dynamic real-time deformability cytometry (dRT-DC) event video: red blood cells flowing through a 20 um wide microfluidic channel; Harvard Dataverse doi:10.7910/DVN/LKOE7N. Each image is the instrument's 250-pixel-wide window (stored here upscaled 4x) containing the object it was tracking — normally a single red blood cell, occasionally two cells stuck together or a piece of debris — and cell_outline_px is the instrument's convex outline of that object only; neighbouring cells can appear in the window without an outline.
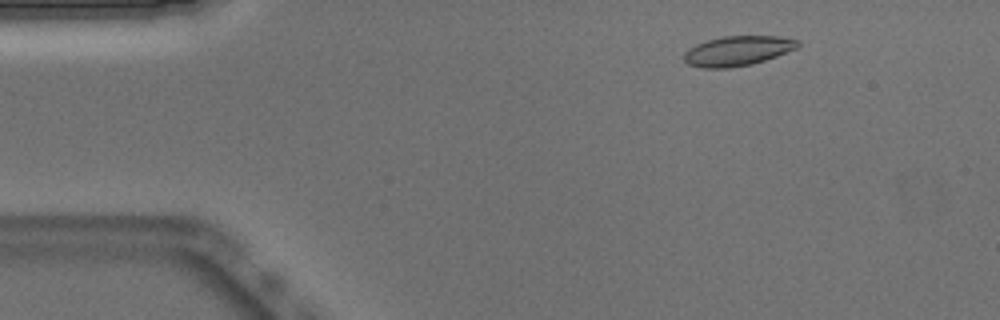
{"species": "Egyptian fruit bat (a non-hibernating species)", "species_latin": "Rousettus aegyptiacus", "temperature_condition": "warm", "stored_images_in_passage": 50, "camera_frame_rate_fps": 3000, "um_per_image_px": 0.085, "animal": {"sex": "male"}, "frame": {"image": 1, "passage_image": 6, "time_ms": 1.667, "image_size_px": [1000, 320], "cell_outline_px": [[800, 44], [796, 48], [776, 56], [752, 64], [728, 68], [700, 68], [688, 64], [684, 60], [684, 52], [688, 48], [696, 44], [708, 40], [724, 36], [780, 36], [800, 40]], "centroid_in_image_um": [62.68, 4.32], "position_along_channel_um": 22.3, "area_um2": 19.77}}
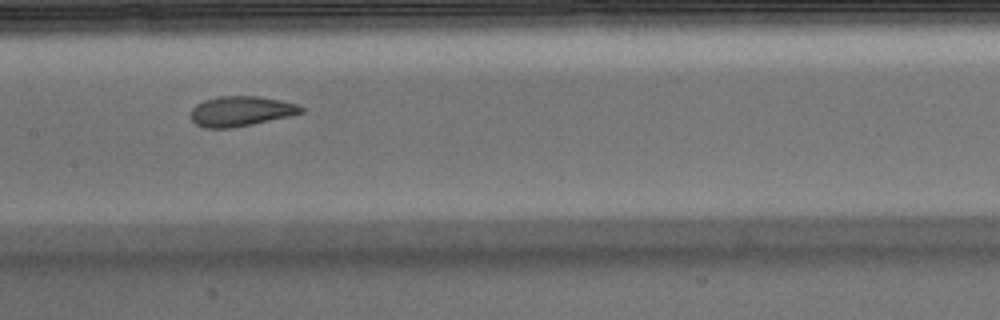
{"frame": {"image": 2, "passage_image": 24, "time_ms": 7.667, "image_size_px": [1000, 320], "cell_outline_px": [[304, 112], [288, 116], [252, 124], [232, 128], [204, 128], [196, 124], [192, 120], [192, 108], [196, 104], [204, 100], [216, 96], [256, 96], [280, 100], [296, 104], [304, 108]], "centroid_in_image_um": [20.45, 9.45], "position_along_channel_um": 186.9, "area_um2": 19.19}}
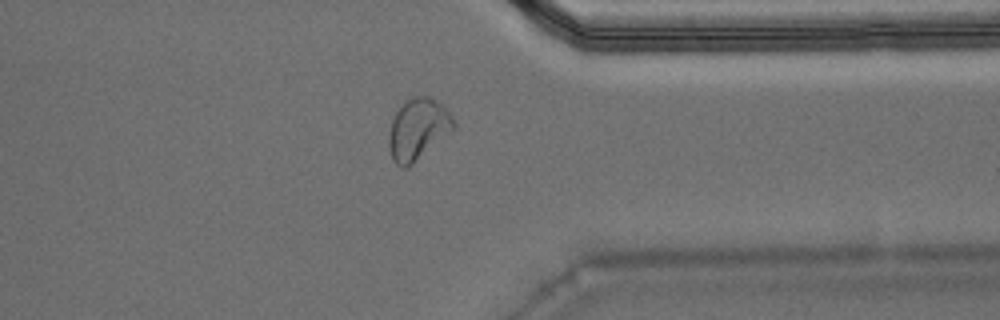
{"frame": {"image": 3, "passage_image": 39, "time_ms": 12.667, "image_size_px": [1000, 320], "cell_outline_px": [[456, 128], [408, 168], [400, 168], [392, 160], [388, 148], [388, 136], [392, 116], [412, 96], [432, 96], [456, 120]], "centroid_in_image_um": [35.51, 11.01], "position_along_channel_um": 375.9, "area_um2": 23.41}, "authors_computed_cell_mechanics": {"area_um2": 20.0855, "velocity_mm_per_s": 3.9055, "shape_relaxation_time_tau1_ms": 7.2689, "shape_relaxation_time_tau2_ms": 0.9865, "deformation_change_tau1": 0.1911, "deformation_change_tau2": 0.0556}}